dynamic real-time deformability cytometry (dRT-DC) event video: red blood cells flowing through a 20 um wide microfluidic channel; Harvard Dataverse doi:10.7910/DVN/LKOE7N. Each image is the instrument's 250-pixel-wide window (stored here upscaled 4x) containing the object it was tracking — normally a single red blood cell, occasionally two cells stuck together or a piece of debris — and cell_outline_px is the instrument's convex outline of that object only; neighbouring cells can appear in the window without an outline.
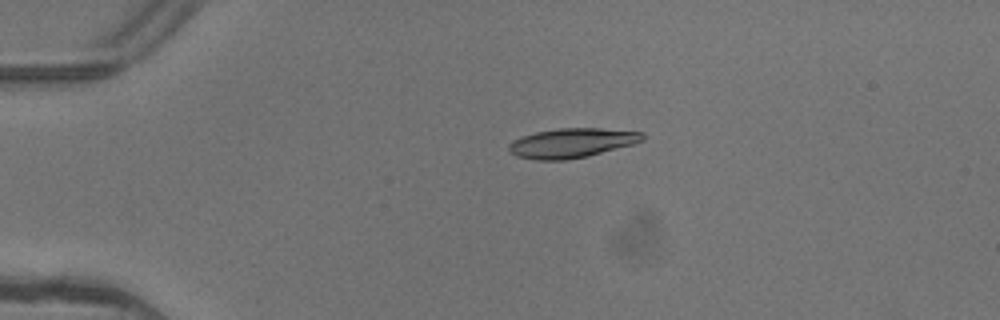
{"species": "common noctule bat (a hibernating species)", "species_latin": "Nyctalus noctula", "temperature_condition": "warm", "stored_images_in_passage": 4, "camera_frame_rate_fps": 3000, "um_per_image_px": 0.085, "animal": {"sex": "female"}, "frame": {"image": 1, "passage_image": 3, "time_ms": 0.667, "image_size_px": [1000, 320], "cell_outline_px": [[644, 140], [632, 144], [588, 156], [564, 160], [536, 160], [516, 156], [508, 152], [508, 144], [512, 140], [536, 132], [556, 128], [600, 128], [644, 132]], "centroid_in_image_um": [48.57, 12.15], "position_along_channel_um": 36.4, "area_um2": 23.0}}